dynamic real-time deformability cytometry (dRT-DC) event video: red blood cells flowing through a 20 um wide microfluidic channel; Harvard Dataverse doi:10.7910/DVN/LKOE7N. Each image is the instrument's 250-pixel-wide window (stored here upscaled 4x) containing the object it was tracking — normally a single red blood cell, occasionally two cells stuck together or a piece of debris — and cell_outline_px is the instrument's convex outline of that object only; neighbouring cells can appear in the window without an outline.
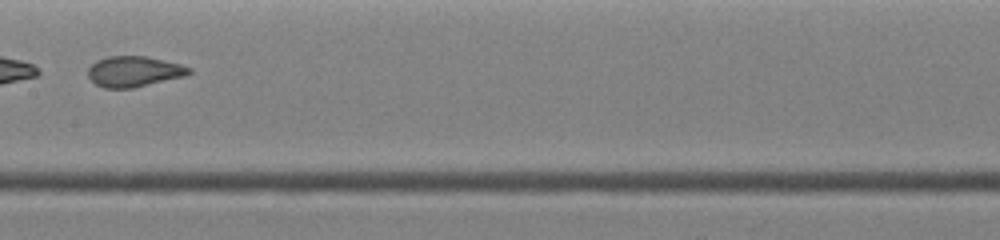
{"species": "common noctule bat (a hibernating species)", "species_latin": "Nyctalus noctula", "temperature_condition": "warm", "stored_images_in_passage": 35, "camera_frame_rate_fps": 3000, "um_per_image_px": 0.085, "animal": {"sex": "female", "body_mass_g": 19.0, "forearm_length_mm": 51.5}, "frame": {"image": 1, "passage_image": 21, "time_ms": 6.667, "image_size_px": [1000, 240], "cell_outline_px": [[192, 72], [184, 76], [132, 88], [104, 88], [96, 84], [88, 76], [88, 68], [96, 60], [108, 56], [148, 56], [180, 64], [192, 68]], "centroid_in_image_um": [11.38, 6.06], "position_along_channel_um": 196.0, "area_um2": 17.98}}
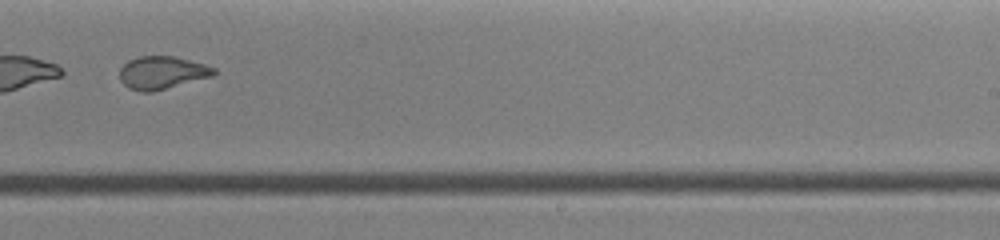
{"frame": {"image": 2, "passage_image": 26, "time_ms": 8.333, "image_size_px": [1000, 240], "cell_outline_px": [[216, 76], [152, 92], [140, 92], [128, 88], [120, 80], [120, 68], [128, 60], [140, 56], [176, 56], [204, 64], [216, 68]], "centroid_in_image_um": [13.8, 6.18], "position_along_channel_um": 275.2, "area_um2": 18.32}}